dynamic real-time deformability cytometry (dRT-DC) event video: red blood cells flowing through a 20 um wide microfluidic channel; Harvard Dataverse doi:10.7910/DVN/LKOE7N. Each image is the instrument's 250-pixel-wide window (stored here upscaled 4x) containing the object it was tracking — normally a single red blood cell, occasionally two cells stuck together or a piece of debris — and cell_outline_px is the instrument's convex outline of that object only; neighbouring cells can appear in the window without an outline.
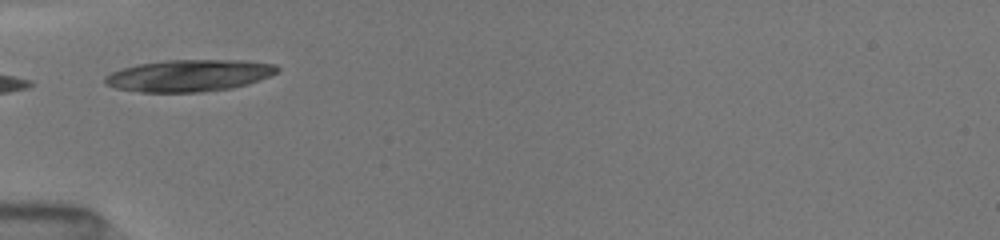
{"species": "common noctule bat (a hibernating species)", "species_latin": "Nyctalus noctula", "temperature_condition": "room temperature", "stored_images_in_passage": 6, "camera_frame_rate_fps": 3000, "um_per_image_px": 0.085, "animal": {"sex": "female", "body_mass_g": 19.5, "forearm_length_mm": 54.1}, "frame": {"image": 1, "passage_image": 4, "time_ms": 2.333, "image_size_px": [1000, 240], "cell_outline_px": [[280, 72], [260, 80], [248, 84], [232, 88], [204, 92], [140, 92], [116, 88], [104, 84], [104, 76], [120, 68], [136, 64], [164, 60], [244, 60], [276, 64], [280, 68]], "centroid_in_image_um": [16.09, 6.42], "position_along_channel_um": 68.9, "area_um2": 32.43}}